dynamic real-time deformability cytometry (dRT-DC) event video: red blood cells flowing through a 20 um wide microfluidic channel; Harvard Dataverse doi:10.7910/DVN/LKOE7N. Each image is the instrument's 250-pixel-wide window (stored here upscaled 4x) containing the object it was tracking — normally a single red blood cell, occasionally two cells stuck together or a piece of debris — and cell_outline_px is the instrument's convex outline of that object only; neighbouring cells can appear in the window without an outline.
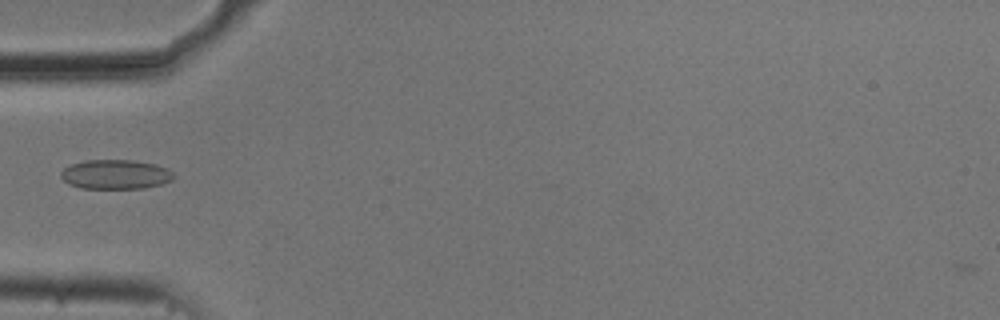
{"species": "common noctule bat (a hibernating species)", "species_latin": "Nyctalus noctula", "temperature_condition": "cold", "stored_images_in_passage": 38, "camera_frame_rate_fps": 3000, "um_per_image_px": 0.085, "animal": {"sex": "male", "body_mass_g": 20.5, "forearm_length_mm": 52.5}, "frame": {"image": 1, "passage_image": 1, "time_ms": 0.0, "image_size_px": [1000, 320], "cell_outline_px": [[176, 176], [172, 180], [160, 184], [144, 188], [80, 188], [68, 184], [60, 176], [60, 172], [64, 168], [72, 164], [84, 160], [132, 160], [156, 164], [168, 168]], "centroid_in_image_um": [9.82, 14.82], "position_along_channel_um": 75.2, "area_um2": 19.42}}
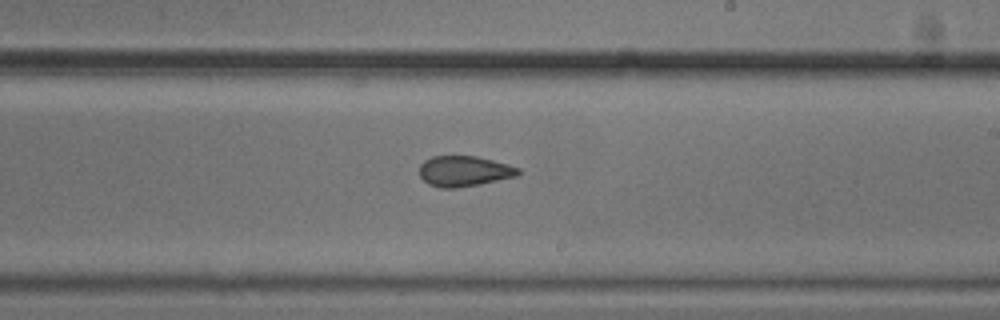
{"frame": {"image": 2, "passage_image": 15, "time_ms": 4.667, "image_size_px": [1000, 320], "cell_outline_px": [[520, 176], [480, 184], [456, 188], [440, 188], [428, 184], [420, 176], [420, 164], [424, 160], [432, 156], [476, 156], [508, 164], [520, 168]], "centroid_in_image_um": [39.47, 14.55], "position_along_channel_um": 249.5, "area_um2": 17.74}}
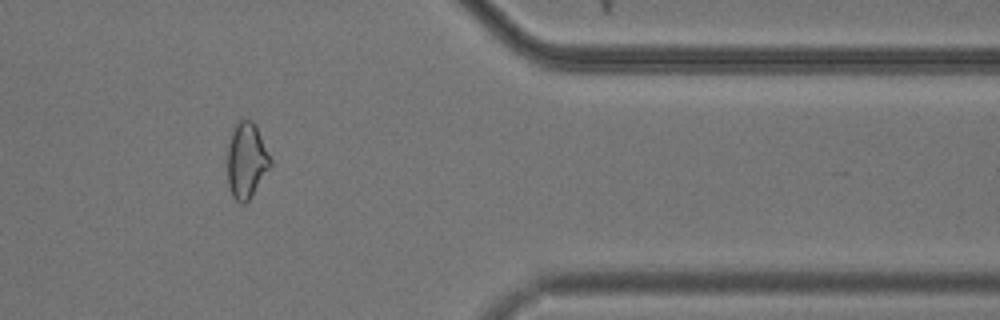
{"frame": {"image": 3, "passage_image": 28, "time_ms": 9.0, "image_size_px": [1000, 320], "cell_outline_px": [[272, 164], [248, 200], [244, 204], [240, 204], [232, 196], [228, 184], [228, 136], [236, 124], [240, 120], [252, 120], [256, 124], [272, 160]], "centroid_in_image_um": [20.94, 13.61], "position_along_channel_um": 390.5, "area_um2": 18.96}}